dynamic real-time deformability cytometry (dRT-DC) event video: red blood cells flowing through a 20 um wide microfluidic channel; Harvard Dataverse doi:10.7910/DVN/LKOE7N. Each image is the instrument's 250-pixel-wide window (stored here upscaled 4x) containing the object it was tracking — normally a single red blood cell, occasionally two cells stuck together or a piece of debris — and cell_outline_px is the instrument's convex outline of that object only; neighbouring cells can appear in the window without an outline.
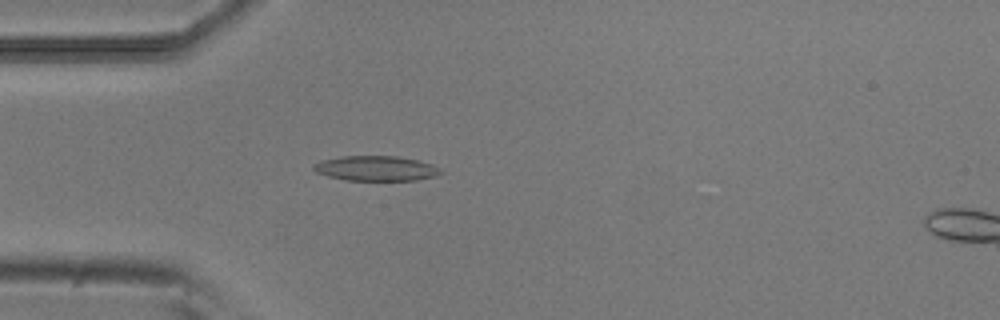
{"species": "common noctule bat (a hibernating species)", "species_latin": "Nyctalus noctula", "temperature_condition": "room temperature", "stored_images_in_passage": 46, "camera_frame_rate_fps": 3000, "um_per_image_px": 0.085, "animal": {"sex": "male", "body_mass_g": 20.5, "forearm_length_mm": 52.5}, "frame": {"image": 1, "passage_image": 8, "time_ms": 2.333, "image_size_px": [1000, 320], "cell_outline_px": [[444, 172], [436, 176], [416, 180], [344, 180], [328, 176], [316, 172], [312, 168], [312, 164], [320, 160], [340, 156], [396, 156], [416, 160], [432, 164], [440, 168]], "centroid_in_image_um": [31.93, 14.31], "position_along_channel_um": 53.1, "area_um2": 18.61}}
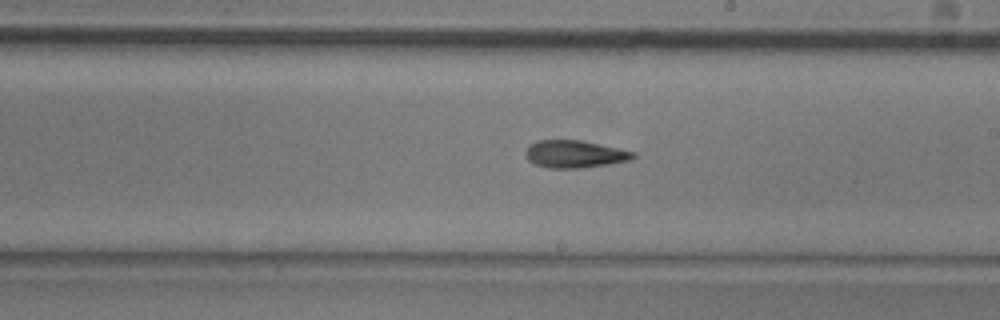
{"frame": {"image": 2, "passage_image": 23, "time_ms": 7.333, "image_size_px": [1000, 320], "cell_outline_px": [[636, 156], [632, 160], [608, 164], [580, 168], [548, 168], [536, 164], [528, 160], [524, 156], [524, 152], [528, 144], [536, 140], [580, 140], [636, 152]], "centroid_in_image_um": [48.81, 13.09], "position_along_channel_um": 240.2, "area_um2": 17.34}}
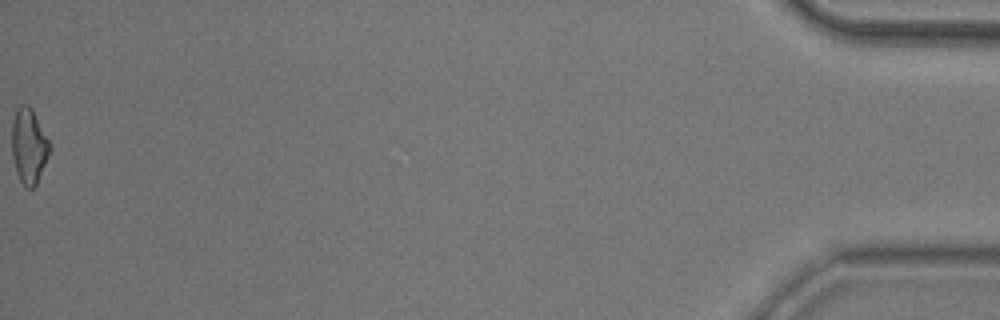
{"frame": {"image": 3, "passage_image": 46, "time_ms": 15.0, "image_size_px": [1000, 320], "cell_outline_px": [[52, 148], [36, 184], [32, 188], [28, 188], [20, 180], [16, 172], [12, 156], [12, 120], [16, 108], [20, 104], [28, 104], [32, 108]], "centroid_in_image_um": [2.44, 12.37], "position_along_channel_um": 432.8, "area_um2": 16.53}, "authors_computed_cell_mechanics": {"area_um2": 17.2244, "velocity_mm_per_s": 3.8517, "shape_relaxation_time_tau1_ms": null, "shape_relaxation_time_tau2_ms": 5.0546, "deformation_change_tau1": null, "deformation_change_tau2": 0.1556}}